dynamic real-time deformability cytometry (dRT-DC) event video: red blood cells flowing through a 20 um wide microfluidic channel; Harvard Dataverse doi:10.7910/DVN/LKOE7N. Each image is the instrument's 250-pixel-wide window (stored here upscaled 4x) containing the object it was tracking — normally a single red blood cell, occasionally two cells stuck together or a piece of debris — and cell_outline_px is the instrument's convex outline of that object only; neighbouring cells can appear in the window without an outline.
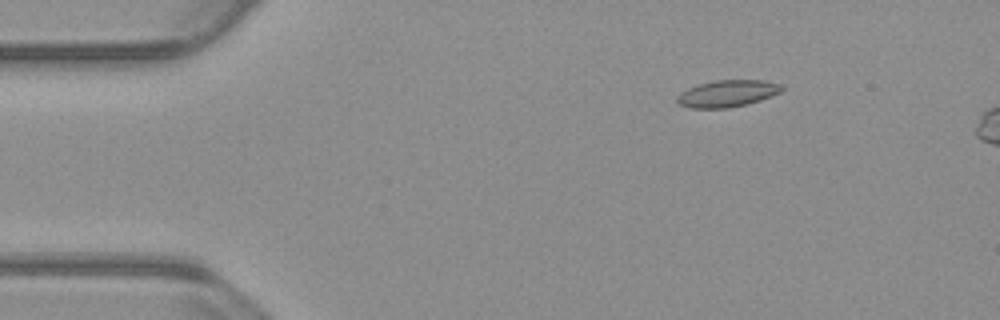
{"species": "common noctule bat (a hibernating species)", "species_latin": "Nyctalus noctula", "temperature_condition": "warm", "stored_images_in_passage": 53, "camera_frame_rate_fps": 3000, "um_per_image_px": 0.085, "animal": {"sex": "male", "body_mass_g": 23.1, "forearm_length_mm": 52.7}, "frame": {"image": 1, "passage_image": 8, "time_ms": 2.333, "image_size_px": [1000, 320], "cell_outline_px": [[784, 88], [780, 92], [772, 96], [748, 104], [728, 108], [688, 108], [680, 104], [676, 100], [676, 96], [680, 92], [688, 88], [700, 84], [716, 80], [764, 80], [780, 84]], "centroid_in_image_um": [61.82, 7.95], "position_along_channel_um": 23.2, "area_um2": 16.42}}
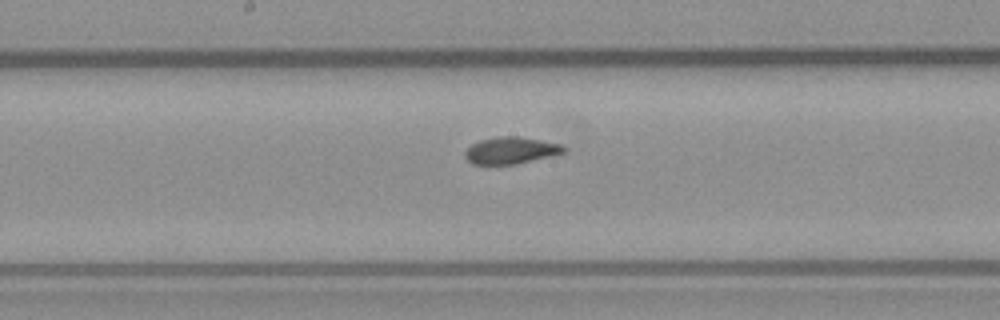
{"frame": {"image": 2, "passage_image": 28, "time_ms": 9.0, "image_size_px": [1000, 320], "cell_outline_px": [[568, 148], [564, 152], [516, 164], [472, 164], [464, 156], [464, 152], [472, 144], [480, 140], [496, 136], [516, 136], [540, 140], [560, 144]], "centroid_in_image_um": [43.39, 12.78], "position_along_channel_um": 204.8, "area_um2": 15.26}}
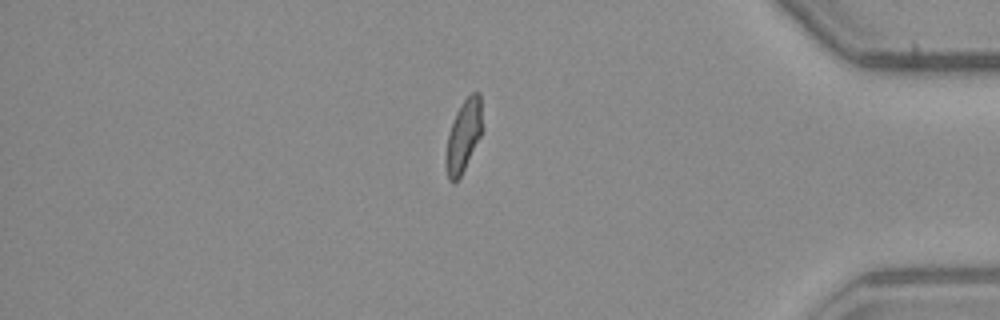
{"frame": {"image": 3, "passage_image": 46, "time_ms": 15.0, "image_size_px": [1000, 320], "cell_outline_px": [[480, 136], [460, 176], [452, 184], [448, 180], [444, 164], [444, 156], [448, 136], [456, 112], [460, 104], [472, 92], [480, 92]], "centroid_in_image_um": [39.33, 11.6], "position_along_channel_um": 395.9, "area_um2": 14.85}, "authors_computed_cell_mechanics": {"area_um2": 15.9528, "velocity_mm_per_s": 3.7866, "shape_relaxation_time_tau1_ms": 10.7251, "shape_relaxation_time_tau2_ms": 1.3578, "deformation_change_tau1": 0.2212, "deformation_change_tau2": 0.0581}}